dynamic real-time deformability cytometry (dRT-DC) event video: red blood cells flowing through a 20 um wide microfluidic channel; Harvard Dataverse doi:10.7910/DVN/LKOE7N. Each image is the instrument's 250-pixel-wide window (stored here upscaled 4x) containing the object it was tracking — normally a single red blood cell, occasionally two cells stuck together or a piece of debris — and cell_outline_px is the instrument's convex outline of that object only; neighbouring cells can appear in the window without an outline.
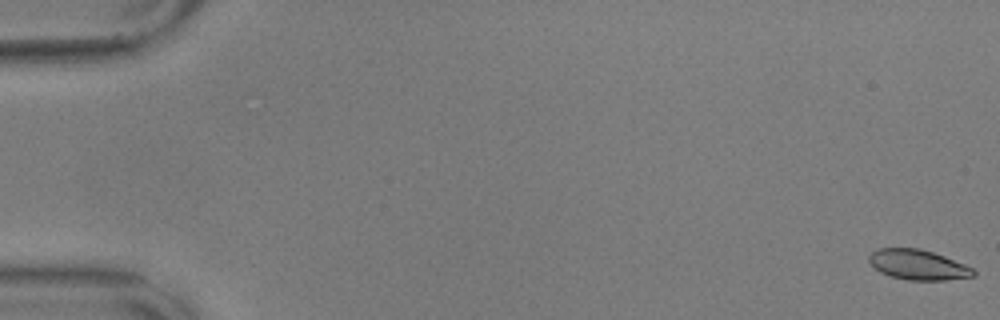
{"species": "common noctule bat (a hibernating species)", "species_latin": "Nyctalus noctula", "temperature_condition": "warm", "stored_images_in_passage": 41, "camera_frame_rate_fps": 3000, "um_per_image_px": 0.085, "animal": {"sex": "male", "body_mass_g": 17.9, "forearm_length_mm": 54.2}, "frame": {"image": 1, "passage_image": 1, "time_ms": 0.0, "image_size_px": [1000, 320], "cell_outline_px": [[976, 276], [944, 280], [908, 280], [888, 276], [880, 272], [868, 260], [868, 256], [872, 252], [880, 248], [920, 248], [944, 256], [964, 264], [972, 268], [976, 272]], "centroid_in_image_um": [78.03, 22.51], "position_along_channel_um": 7.0, "area_um2": 18.26}}
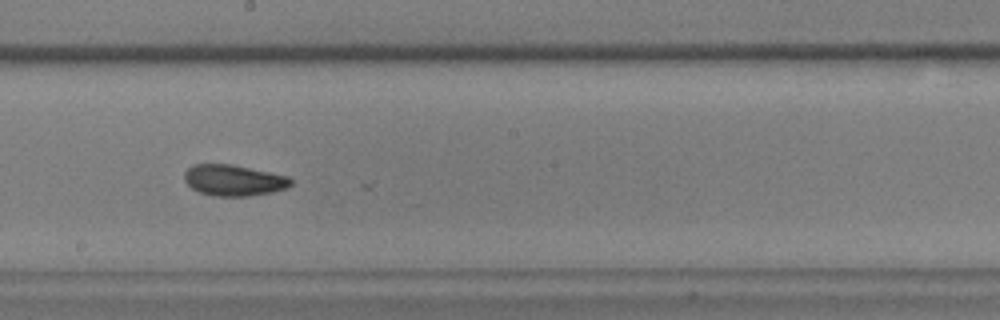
{"frame": {"image": 2, "passage_image": 33, "time_ms": 10.667, "image_size_px": [1000, 320], "cell_outline_px": [[292, 184], [288, 188], [272, 192], [248, 196], [212, 196], [200, 192], [192, 188], [184, 180], [184, 172], [192, 164], [232, 164], [288, 176], [292, 180]], "centroid_in_image_um": [19.86, 15.32], "position_along_channel_um": 228.3, "area_um2": 19.36}}
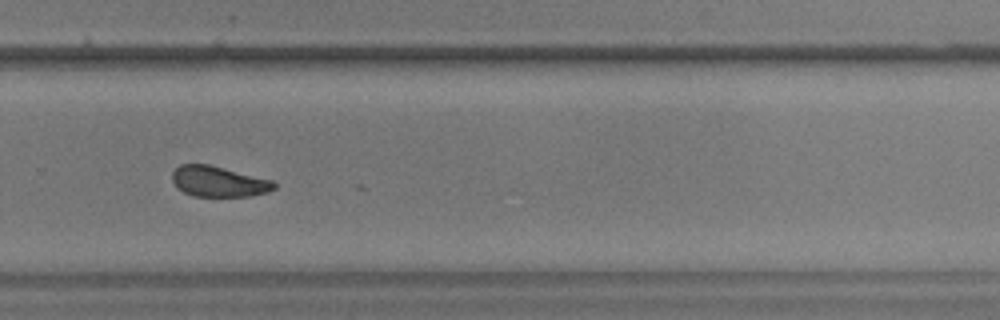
{"frame": {"image": 3, "passage_image": 40, "time_ms": 13.0, "image_size_px": [1000, 320], "cell_outline_px": [[276, 188], [268, 192], [252, 196], [196, 196], [184, 192], [176, 188], [172, 180], [172, 172], [180, 164], [208, 164], [272, 180], [276, 184]], "centroid_in_image_um": [18.57, 15.43], "position_along_channel_um": 311.2, "area_um2": 18.15}}